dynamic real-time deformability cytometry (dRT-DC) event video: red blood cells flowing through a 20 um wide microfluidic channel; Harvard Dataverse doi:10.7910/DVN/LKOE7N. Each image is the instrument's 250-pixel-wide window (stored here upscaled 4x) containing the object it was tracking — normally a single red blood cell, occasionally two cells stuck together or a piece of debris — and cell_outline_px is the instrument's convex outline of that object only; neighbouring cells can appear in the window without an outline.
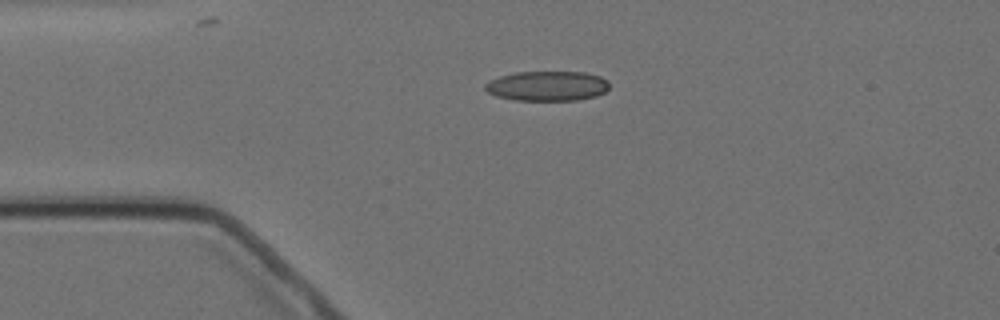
{"species": "Egyptian fruit bat (a non-hibernating species)", "species_latin": "Rousettus aegyptiacus", "temperature_condition": "cold", "stored_images_in_passage": 2, "camera_frame_rate_fps": 3000, "um_per_image_px": 0.085, "animal": {"sex": "female"}, "frame": {"image": 1, "passage_image": 1, "time_ms": 0.0, "image_size_px": [1000, 320], "cell_outline_px": [[608, 88], [604, 92], [596, 96], [576, 100], [512, 100], [496, 96], [488, 92], [484, 88], [484, 84], [488, 80], [500, 76], [516, 72], [584, 72], [600, 76], [608, 80]], "centroid_in_image_um": [46.49, 7.3], "position_along_channel_um": 38.5, "area_um2": 21.68}}